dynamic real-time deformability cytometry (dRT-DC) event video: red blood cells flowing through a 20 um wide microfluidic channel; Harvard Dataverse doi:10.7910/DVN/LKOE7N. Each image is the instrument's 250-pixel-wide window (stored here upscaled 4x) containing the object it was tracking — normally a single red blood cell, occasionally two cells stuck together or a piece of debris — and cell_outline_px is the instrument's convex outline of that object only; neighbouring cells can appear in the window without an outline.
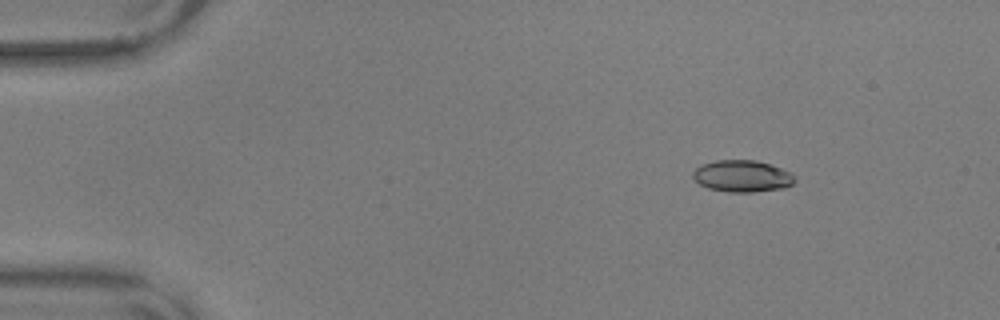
{"species": "common noctule bat (a hibernating species)", "species_latin": "Nyctalus noctula", "temperature_condition": "warm", "stored_images_in_passage": 40, "camera_frame_rate_fps": 3000, "um_per_image_px": 0.085, "animal": {"sex": "male", "body_mass_g": 17.9, "forearm_length_mm": 54.2}, "frame": {"image": 1, "passage_image": 8, "time_ms": 2.333, "image_size_px": [1000, 320], "cell_outline_px": [[796, 180], [792, 184], [784, 188], [752, 192], [728, 192], [708, 188], [700, 184], [692, 176], [692, 172], [700, 164], [716, 160], [756, 160], [772, 164], [792, 172], [796, 176]], "centroid_in_image_um": [63.12, 14.96], "position_along_channel_um": 21.9, "area_um2": 19.13}}
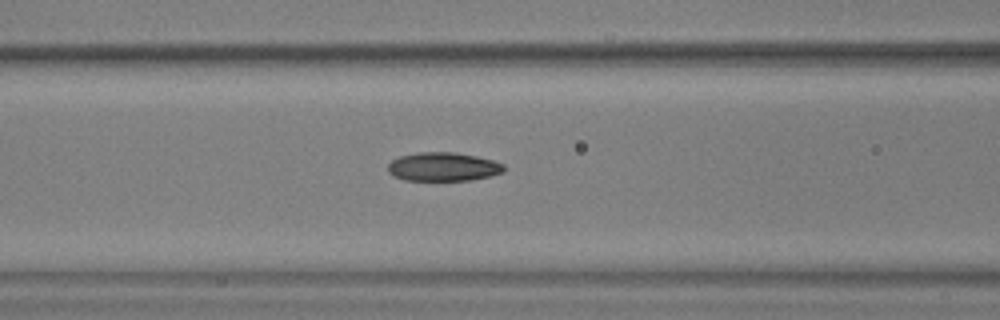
{"frame": {"image": 2, "passage_image": 24, "time_ms": 7.667, "image_size_px": [1000, 320], "cell_outline_px": [[504, 172], [472, 180], [404, 180], [392, 176], [388, 172], [388, 164], [392, 160], [400, 156], [416, 152], [456, 152], [476, 156], [492, 160], [504, 164]], "centroid_in_image_um": [37.64, 14.17], "position_along_channel_um": 129.0, "area_um2": 19.48}}
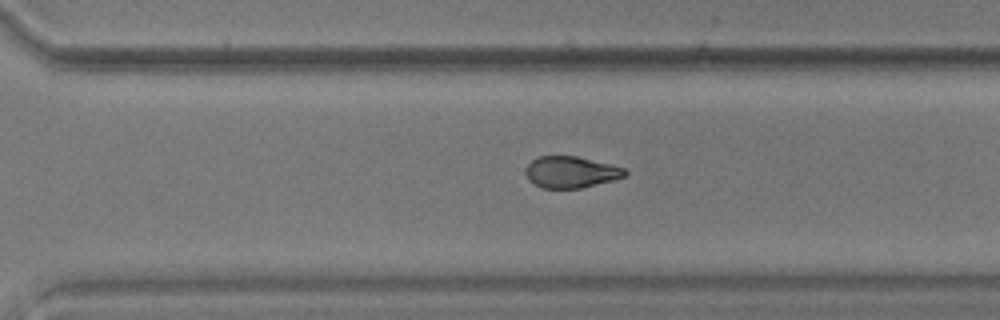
{"frame": {"image": 3, "passage_image": 40, "time_ms": 13.0, "image_size_px": [1000, 320], "cell_outline_px": [[628, 172], [624, 176], [612, 180], [580, 188], [540, 188], [528, 180], [528, 164], [532, 160], [540, 156], [576, 156], [624, 168]], "centroid_in_image_um": [48.52, 14.63], "position_along_channel_um": 322.1, "area_um2": 17.8}}